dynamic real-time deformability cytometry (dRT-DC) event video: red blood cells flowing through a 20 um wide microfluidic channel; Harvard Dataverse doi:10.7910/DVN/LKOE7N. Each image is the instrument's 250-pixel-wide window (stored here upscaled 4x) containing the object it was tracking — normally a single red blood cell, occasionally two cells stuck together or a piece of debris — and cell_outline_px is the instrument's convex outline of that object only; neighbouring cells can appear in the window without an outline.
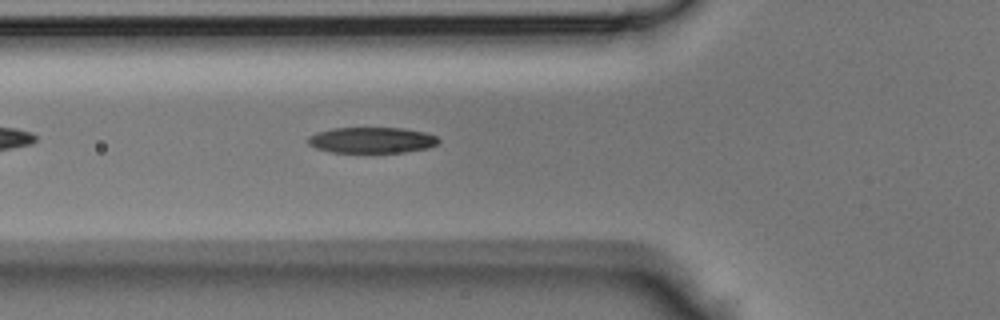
{"species": "Egyptian fruit bat (a non-hibernating species)", "species_latin": "Rousettus aegyptiacus", "temperature_condition": "room temperature", "stored_images_in_passage": 33, "camera_frame_rate_fps": 3000, "um_per_image_px": 0.085, "animal": {"sex": "male"}, "frame": {"image": 1, "passage_image": 5, "time_ms": 1.333, "image_size_px": [1000, 320], "cell_outline_px": [[440, 140], [436, 144], [428, 148], [404, 152], [332, 152], [316, 148], [308, 144], [308, 136], [316, 132], [332, 128], [404, 128], [424, 132], [436, 136]], "centroid_in_image_um": [31.58, 11.9], "position_along_channel_um": 94.2, "area_um2": 19.65}}
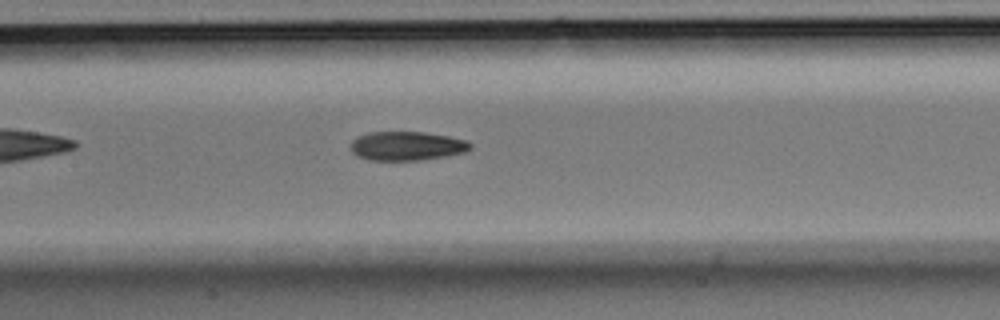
{"frame": {"image": 2, "passage_image": 10, "time_ms": 3.0, "image_size_px": [1000, 320], "cell_outline_px": [[472, 148], [464, 152], [444, 156], [420, 160], [368, 160], [356, 156], [352, 152], [352, 140], [368, 132], [424, 132], [448, 136], [468, 140], [472, 144]], "centroid_in_image_um": [34.59, 12.4], "position_along_channel_um": 172.8, "area_um2": 20.17}}
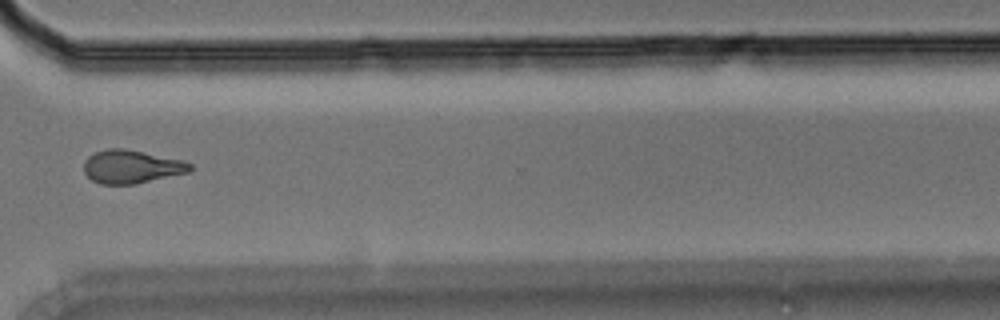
{"frame": {"image": 3, "passage_image": 22, "time_ms": 7.0, "image_size_px": [1000, 320], "cell_outline_px": [[192, 168], [188, 172], [136, 184], [100, 184], [92, 180], [84, 172], [84, 160], [88, 156], [96, 152], [108, 148], [124, 148], [184, 160], [192, 164]], "centroid_in_image_um": [11.17, 14.16], "position_along_channel_um": 359.4, "area_um2": 20.63}}